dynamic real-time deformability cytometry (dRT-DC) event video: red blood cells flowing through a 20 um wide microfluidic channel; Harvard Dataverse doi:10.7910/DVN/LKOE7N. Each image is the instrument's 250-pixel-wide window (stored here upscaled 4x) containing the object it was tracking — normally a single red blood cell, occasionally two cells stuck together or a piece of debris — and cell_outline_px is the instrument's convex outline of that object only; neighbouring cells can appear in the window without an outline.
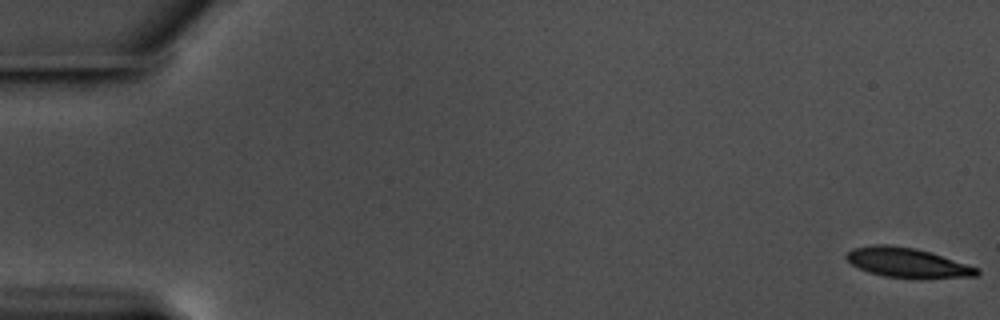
{"species": "common noctule bat (a hibernating species)", "species_latin": "Nyctalus noctula", "temperature_condition": "warm", "stored_images_in_passage": 18, "camera_frame_rate_fps": 3000, "um_per_image_px": 0.085, "animal": {"sex": "male", "body_mass_g": 17.5, "forearm_length_mm": 52.3}, "frame": {"image": 1, "passage_image": 1, "time_ms": 0.0, "image_size_px": [1000, 320], "cell_outline_px": [[980, 272], [976, 276], [920, 280], [884, 276], [868, 272], [852, 264], [844, 256], [852, 248], [872, 244], [888, 244], [916, 248], [932, 252], [980, 268]], "centroid_in_image_um": [77.17, 22.34], "position_along_channel_um": 7.8, "area_um2": 23.24}}
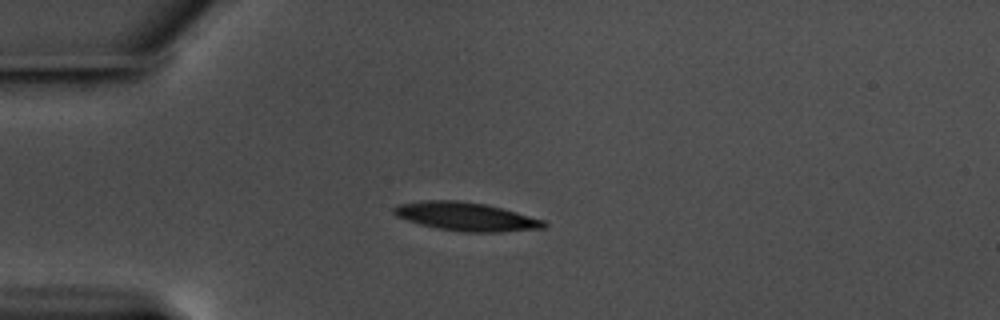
{"frame": {"image": 2, "passage_image": 16, "time_ms": 5.0, "image_size_px": [1000, 320], "cell_outline_px": [[548, 224], [544, 228], [500, 232], [464, 232], [436, 228], [420, 224], [396, 216], [392, 212], [392, 208], [400, 204], [428, 200], [456, 200], [484, 204], [516, 212], [544, 220]], "centroid_in_image_um": [39.61, 18.42], "position_along_channel_um": 45.4, "area_um2": 24.68}}